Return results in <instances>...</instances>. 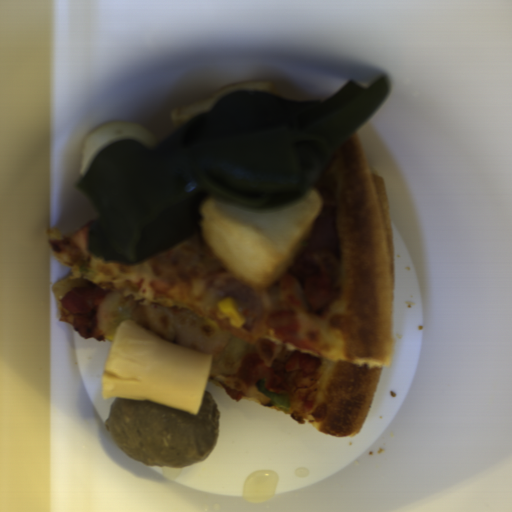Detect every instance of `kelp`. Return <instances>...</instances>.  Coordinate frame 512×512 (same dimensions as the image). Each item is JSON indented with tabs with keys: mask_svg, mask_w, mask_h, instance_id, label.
Returning a JSON list of instances; mask_svg holds the SVG:
<instances>
[{
	"mask_svg": "<svg viewBox=\"0 0 512 512\" xmlns=\"http://www.w3.org/2000/svg\"><path fill=\"white\" fill-rule=\"evenodd\" d=\"M389 93L384 74L316 101L234 90L155 147L105 145L76 184L99 214L89 254L141 261L194 231L208 195L259 213L302 199Z\"/></svg>",
	"mask_w": 512,
	"mask_h": 512,
	"instance_id": "obj_1",
	"label": "kelp"
}]
</instances>
